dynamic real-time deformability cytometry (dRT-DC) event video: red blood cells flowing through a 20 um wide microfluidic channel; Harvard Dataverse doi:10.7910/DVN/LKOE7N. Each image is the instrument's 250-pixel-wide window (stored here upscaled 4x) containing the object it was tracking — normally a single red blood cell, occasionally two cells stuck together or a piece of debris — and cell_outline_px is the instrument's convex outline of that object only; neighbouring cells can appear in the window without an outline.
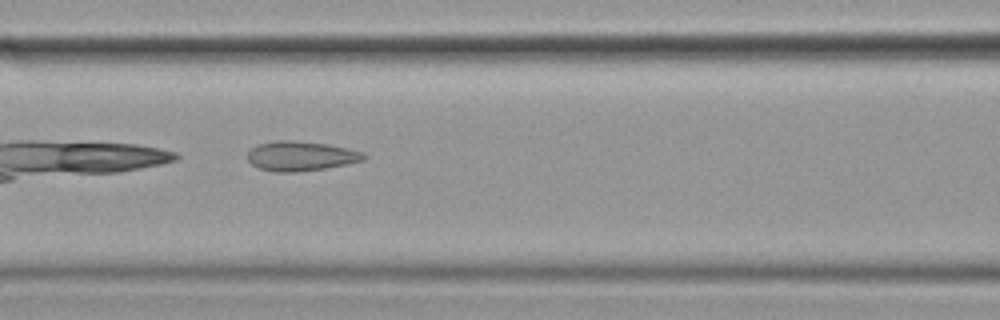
{"species": "common noctule bat (a hibernating species)", "species_latin": "Nyctalus noctula", "temperature_condition": "cold", "stored_images_in_passage": 37, "camera_frame_rate_fps": 3000, "um_per_image_px": 0.085, "animal": {"sex": "female", "body_mass_g": 19.9}, "frame": {"image": 1, "passage_image": 7, "time_ms": 2.0, "image_size_px": [1000, 320], "cell_outline_px": [[368, 156], [364, 160], [348, 164], [324, 168], [296, 172], [276, 172], [256, 168], [248, 160], [248, 152], [256, 144], [276, 140], [292, 140], [328, 144], [348, 148], [364, 152]], "centroid_in_image_um": [25.57, 13.26], "position_along_channel_um": 141.0, "area_um2": 20.29}}
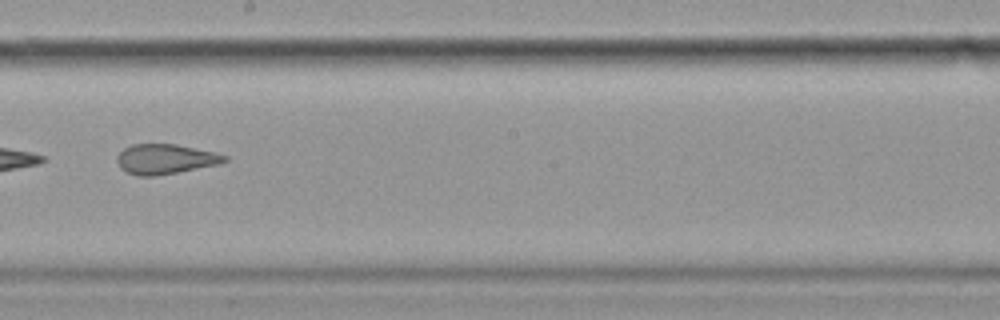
{"frame": {"image": 2, "passage_image": 15, "time_ms": 4.667, "image_size_px": [1000, 320], "cell_outline_px": [[228, 160], [220, 164], [176, 172], [152, 176], [136, 176], [120, 168], [116, 160], [116, 156], [124, 148], [132, 144], [176, 144], [216, 152], [228, 156]], "centroid_in_image_um": [14.05, 13.51], "position_along_channel_um": 234.1, "area_um2": 18.79}}
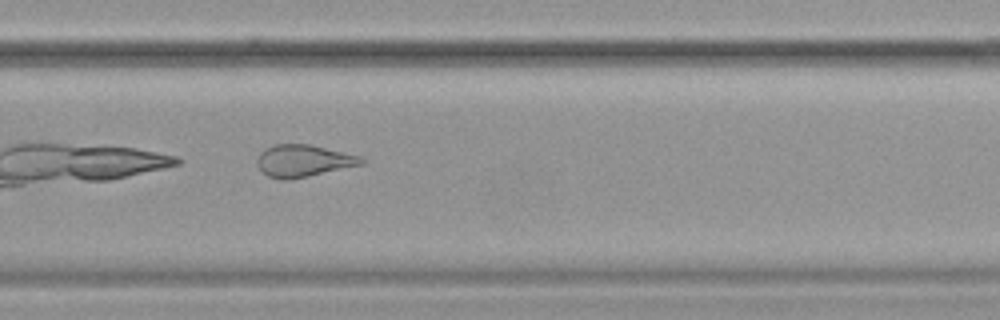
{"frame": {"image": 3, "passage_image": 21, "time_ms": 6.667, "image_size_px": [1000, 320], "cell_outline_px": [[364, 164], [308, 176], [288, 180], [280, 180], [268, 176], [256, 164], [256, 160], [260, 152], [264, 148], [272, 144], [308, 144], [360, 156], [364, 160]], "centroid_in_image_um": [25.74, 13.66], "position_along_channel_um": 304.1, "area_um2": 19.42}, "authors_computed_cell_mechanics": {"area_um2": 20.5768, "velocity_mm_per_s": 3.5186, "shape_relaxation_time_tau1_ms": null, "shape_relaxation_time_tau2_ms": 2.4638, "deformation_change_tau1": null, "deformation_change_tau2": 0.0907}}